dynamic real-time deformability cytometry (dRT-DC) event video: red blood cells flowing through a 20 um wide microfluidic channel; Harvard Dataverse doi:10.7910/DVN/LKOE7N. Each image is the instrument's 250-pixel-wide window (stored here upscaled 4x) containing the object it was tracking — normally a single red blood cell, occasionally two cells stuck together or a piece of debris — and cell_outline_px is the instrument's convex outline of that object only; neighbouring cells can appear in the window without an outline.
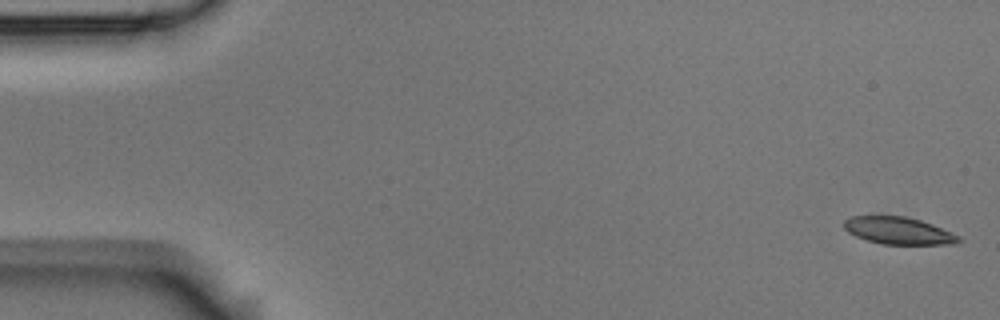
{"species": "Egyptian fruit bat (a non-hibernating species)", "species_latin": "Rousettus aegyptiacus", "temperature_condition": "room temperature", "stored_images_in_passage": 6, "camera_frame_rate_fps": 3000, "um_per_image_px": 0.085, "animal": {"sex": "male"}, "frame": {"image": 1, "passage_image": 1, "time_ms": 0.0, "image_size_px": [1000, 320], "cell_outline_px": [[964, 240], [956, 244], [884, 244], [868, 240], [856, 236], [848, 232], [844, 228], [844, 220], [852, 216], [904, 216], [920, 220], [932, 224], [952, 232], [960, 236]], "centroid_in_image_um": [76.42, 19.61], "position_along_channel_um": 8.6, "area_um2": 18.15}}
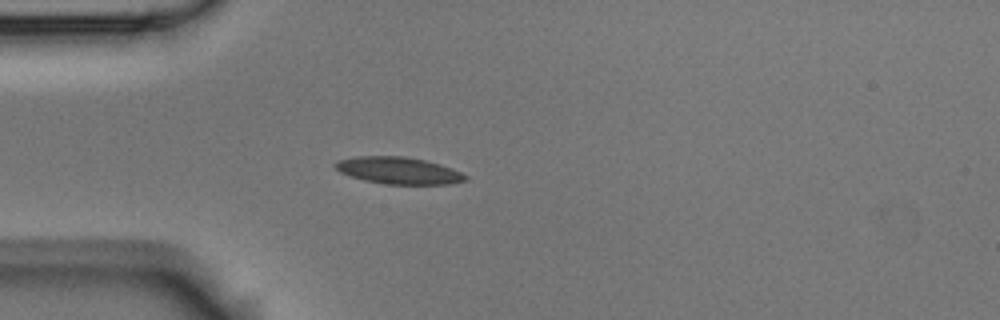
{"frame": {"image": 2, "passage_image": 4, "time_ms": 1.0, "image_size_px": [1000, 320], "cell_outline_px": [[468, 180], [448, 184], [384, 184], [364, 180], [340, 172], [332, 164], [336, 160], [352, 156], [404, 156], [424, 160], [440, 164], [452, 168], [468, 176]], "centroid_in_image_um": [33.85, 14.48], "position_along_channel_um": 51.1, "area_um2": 20.52}}
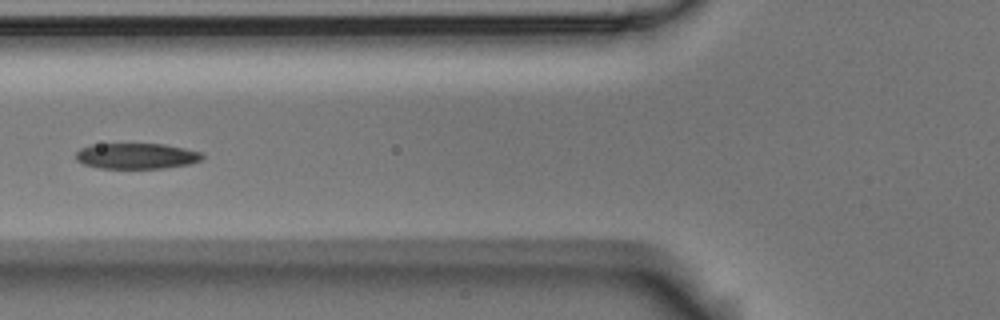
{"frame": {"image": 3, "passage_image": 6, "time_ms": 1.667, "image_size_px": [1000, 320], "cell_outline_px": [[204, 156], [200, 160], [188, 164], [164, 168], [100, 168], [84, 164], [76, 160], [76, 152], [80, 148], [92, 144], [164, 144], [204, 152]], "centroid_in_image_um": [11.61, 13.25], "position_along_channel_um": 114.2, "area_um2": 18.96}}